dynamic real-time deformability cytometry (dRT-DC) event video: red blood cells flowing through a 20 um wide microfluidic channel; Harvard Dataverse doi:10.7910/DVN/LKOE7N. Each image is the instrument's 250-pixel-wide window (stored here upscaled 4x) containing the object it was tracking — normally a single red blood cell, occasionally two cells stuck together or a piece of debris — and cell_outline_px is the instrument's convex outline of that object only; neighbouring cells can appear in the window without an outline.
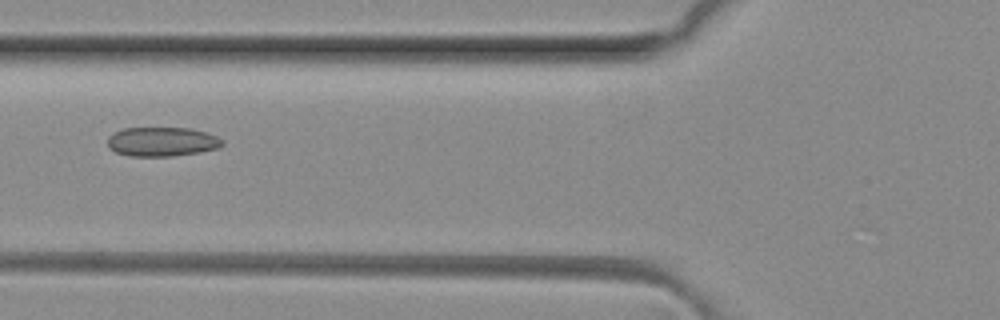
{"species": "common noctule bat (a hibernating species)", "species_latin": "Nyctalus noctula", "temperature_condition": "room temperature", "stored_images_in_passage": 5, "camera_frame_rate_fps": 3000, "um_per_image_px": 0.085, "animal": {"sex": "female", "body_mass_g": 29.2, "forearm_length_mm": 56.3}, "frame": {"image": 1, "passage_image": 4, "time_ms": 1.0, "image_size_px": [1000, 320], "cell_outline_px": [[224, 144], [216, 148], [200, 152], [172, 156], [132, 156], [116, 152], [108, 148], [108, 136], [124, 128], [192, 128], [208, 132], [224, 140]], "centroid_in_image_um": [13.79, 12.04], "position_along_channel_um": 112.0, "area_um2": 19.59}}
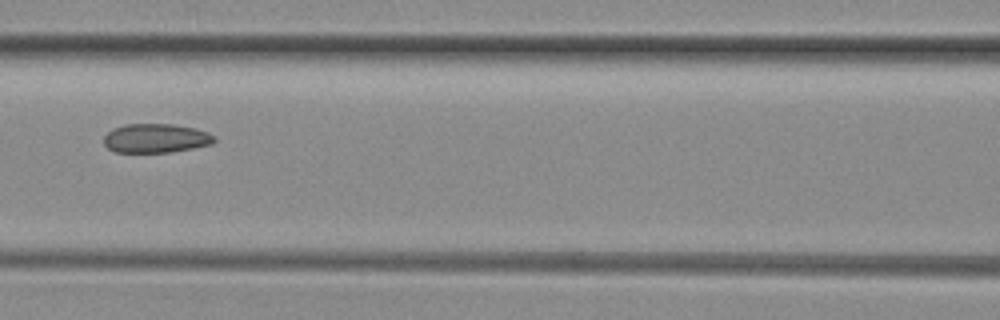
{"frame": {"image": 2, "passage_image": 5, "time_ms": 1.333, "image_size_px": [1000, 320], "cell_outline_px": [[216, 140], [212, 144], [192, 148], [168, 152], [116, 152], [108, 148], [104, 144], [104, 136], [108, 132], [116, 128], [128, 124], [172, 124], [196, 128], [208, 132], [216, 136]], "centroid_in_image_um": [13.28, 11.75], "position_along_channel_um": 153.3, "area_um2": 18.61}}